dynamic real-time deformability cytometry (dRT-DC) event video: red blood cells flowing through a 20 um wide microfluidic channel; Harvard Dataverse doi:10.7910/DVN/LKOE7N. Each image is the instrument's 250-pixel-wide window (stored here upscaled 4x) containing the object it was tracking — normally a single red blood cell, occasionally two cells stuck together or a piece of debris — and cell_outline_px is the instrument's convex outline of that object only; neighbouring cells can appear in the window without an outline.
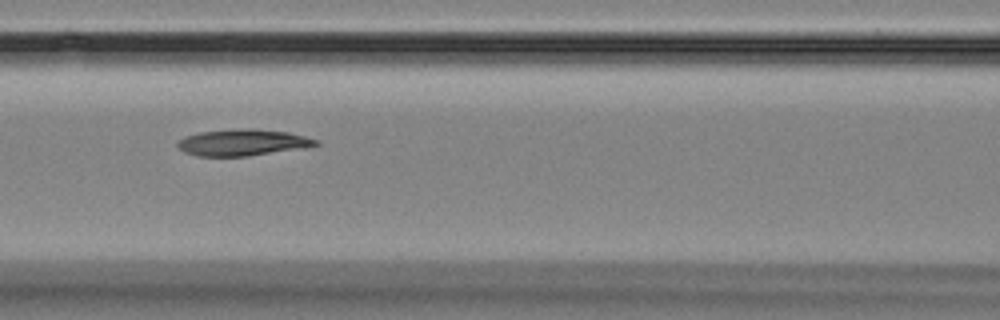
{"species": "Egyptian fruit bat (a non-hibernating species)", "species_latin": "Rousettus aegyptiacus", "temperature_condition": "room temperature", "stored_images_in_passage": 16, "camera_frame_rate_fps": 3000, "um_per_image_px": 0.085, "animal": {"sex": "female"}, "frame": {"image": 1, "passage_image": 7, "time_ms": 7.667, "image_size_px": [1000, 320], "cell_outline_px": [[320, 144], [304, 148], [248, 156], [196, 156], [184, 152], [176, 144], [176, 140], [184, 136], [200, 132], [248, 128], [256, 128], [288, 132], [304, 136], [316, 140]], "centroid_in_image_um": [20.6, 12.11], "position_along_channel_um": 146.0, "area_um2": 21.33}}
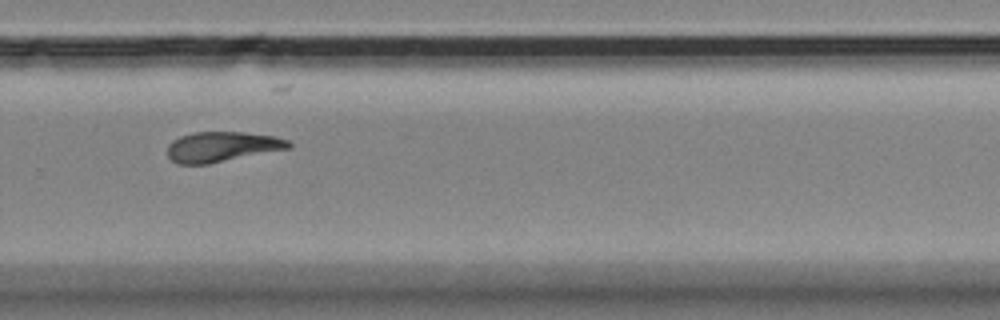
{"frame": {"image": 2, "passage_image": 11, "time_ms": 12.333, "image_size_px": [1000, 320], "cell_outline_px": [[292, 148], [208, 164], [176, 164], [168, 156], [168, 144], [172, 140], [180, 136], [196, 132], [244, 132], [276, 136], [288, 140], [292, 144]], "centroid_in_image_um": [18.89, 12.47], "position_along_channel_um": 310.9, "area_um2": 21.44}}
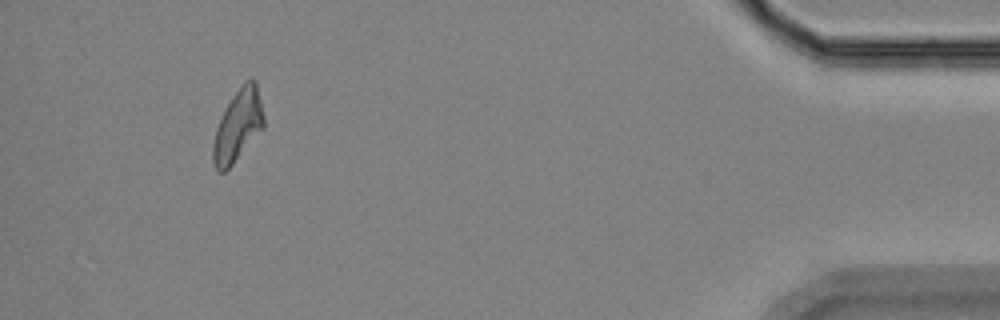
{"frame": {"image": 3, "passage_image": 15, "time_ms": 17.0, "image_size_px": [1000, 320], "cell_outline_px": [[264, 128], [232, 164], [224, 172], [220, 172], [216, 168], [212, 160], [212, 144], [216, 128], [232, 96], [244, 80], [252, 76], [256, 80], [264, 116]], "centroid_in_image_um": [20.24, 10.64], "position_along_channel_um": 415.0, "area_um2": 21.15}, "authors_computed_cell_mechanics": {"area_um2": 21.2704, "velocity_mm_per_s": 3.5561, "shape_relaxation_time_tau1_ms": null, "shape_relaxation_time_tau2_ms": 5.6732, "deformation_change_tau1": null, "deformation_change_tau2": 0.1418}}